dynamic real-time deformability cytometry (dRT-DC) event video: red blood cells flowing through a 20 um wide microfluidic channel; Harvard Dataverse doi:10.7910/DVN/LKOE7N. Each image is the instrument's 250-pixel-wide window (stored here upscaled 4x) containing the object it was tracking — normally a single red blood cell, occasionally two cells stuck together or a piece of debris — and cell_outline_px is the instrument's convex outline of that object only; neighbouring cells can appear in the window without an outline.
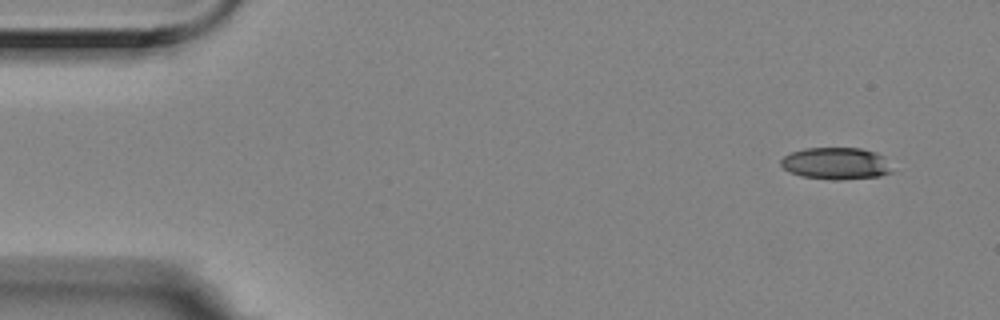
{"species": "Egyptian fruit bat (a non-hibernating species)", "species_latin": "Rousettus aegyptiacus", "temperature_condition": "room temperature", "stored_images_in_passage": 9, "camera_frame_rate_fps": 3000, "um_per_image_px": 0.085, "animal": {"sex": "female"}, "frame": {"image": 1, "passage_image": 1, "time_ms": 0.0, "image_size_px": [1000, 320], "cell_outline_px": [[892, 172], [880, 176], [840, 180], [832, 180], [800, 176], [788, 172], [780, 164], [780, 160], [784, 156], [792, 152], [804, 148], [860, 148], [876, 152], [884, 156]], "centroid_in_image_um": [71.03, 13.9], "position_along_channel_um": 14.0, "area_um2": 20.81}}
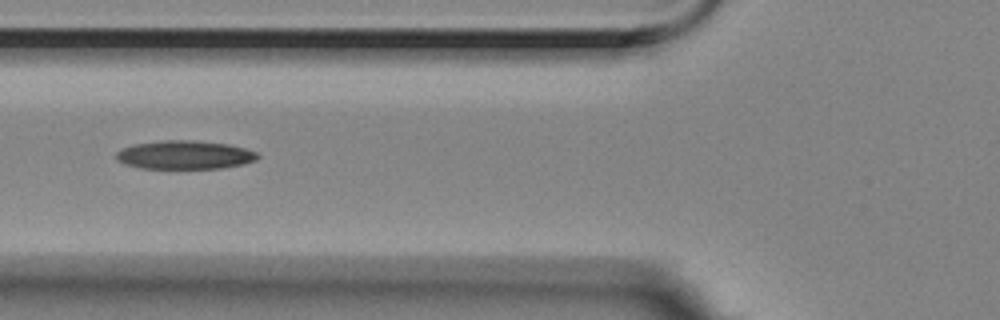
{"frame": {"image": 2, "passage_image": 6, "time_ms": 1.667, "image_size_px": [1000, 320], "cell_outline_px": [[260, 156], [256, 160], [244, 164], [220, 168], [140, 168], [124, 164], [116, 160], [116, 152], [132, 144], [160, 140], [196, 140], [228, 144], [244, 148], [256, 152]], "centroid_in_image_um": [15.68, 13.16], "position_along_channel_um": 110.1, "area_um2": 23.64}}
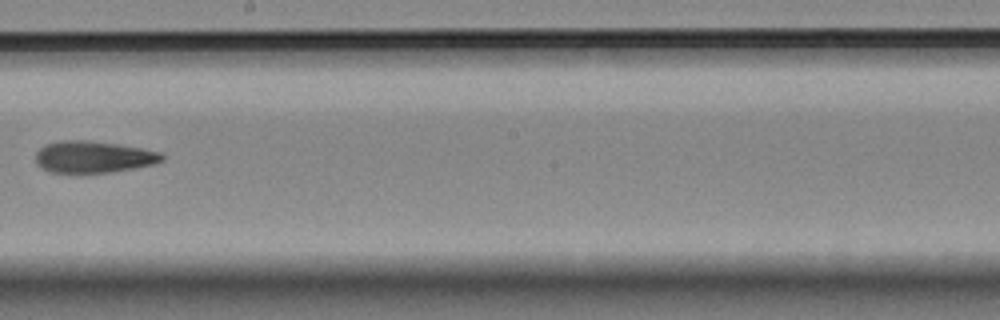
{"frame": {"image": 3, "passage_image": 9, "time_ms": 2.667, "image_size_px": [1000, 320], "cell_outline_px": [[164, 160], [156, 164], [108, 172], [52, 172], [40, 168], [36, 164], [36, 152], [44, 144], [60, 140], [84, 140], [116, 144], [140, 148], [160, 152], [164, 156]], "centroid_in_image_um": [7.91, 13.33], "position_along_channel_um": 240.3, "area_um2": 23.24}}